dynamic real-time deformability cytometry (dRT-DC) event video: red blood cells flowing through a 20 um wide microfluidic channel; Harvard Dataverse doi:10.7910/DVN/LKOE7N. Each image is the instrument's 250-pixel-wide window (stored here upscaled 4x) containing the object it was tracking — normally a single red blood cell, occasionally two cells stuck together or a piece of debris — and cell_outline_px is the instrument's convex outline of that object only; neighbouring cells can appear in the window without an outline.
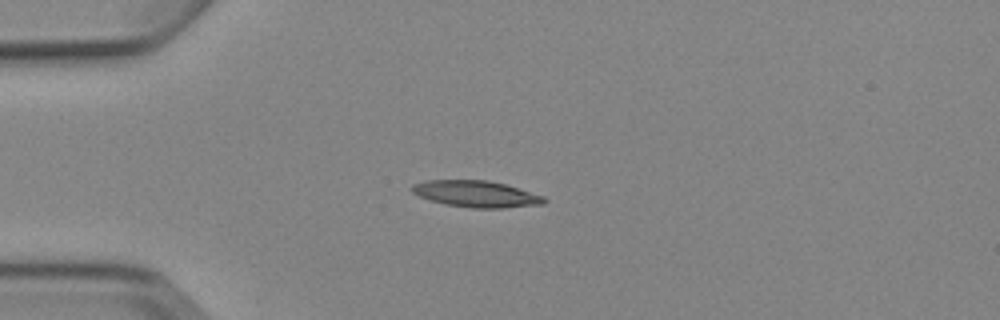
{"species": "Egyptian fruit bat (a non-hibernating species)", "species_latin": "Rousettus aegyptiacus", "temperature_condition": "cold", "stored_images_in_passage": 10, "camera_frame_rate_fps": 3000, "um_per_image_px": 0.085, "animal": {"sex": "female"}, "frame": {"image": 1, "passage_image": 4, "time_ms": 4.333, "image_size_px": [1000, 320], "cell_outline_px": [[548, 200], [544, 204], [504, 208], [472, 208], [444, 204], [420, 196], [412, 192], [412, 184], [428, 180], [488, 180], [504, 184], [544, 196]], "centroid_in_image_um": [40.5, 16.49], "position_along_channel_um": 44.5, "area_um2": 20.29}}
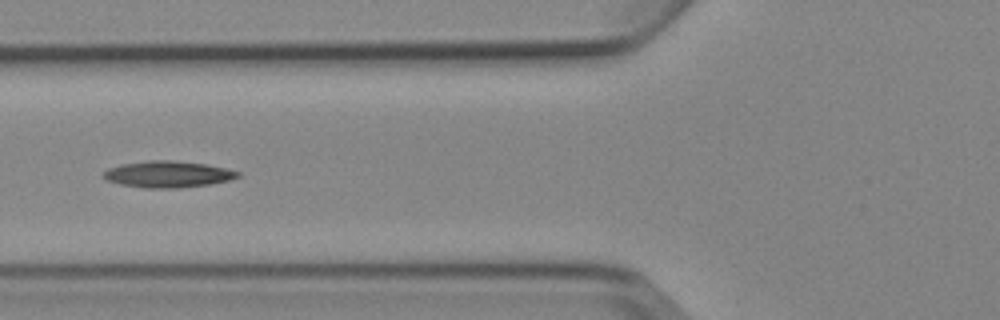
{"frame": {"image": 2, "passage_image": 6, "time_ms": 6.667, "image_size_px": [1000, 320], "cell_outline_px": [[240, 176], [228, 180], [208, 184], [180, 188], [144, 188], [120, 184], [108, 180], [104, 176], [104, 172], [108, 168], [124, 164], [148, 160], [172, 160], [204, 164], [224, 168], [240, 172]], "centroid_in_image_um": [14.26, 14.81], "position_along_channel_um": 111.5, "area_um2": 20.4}}
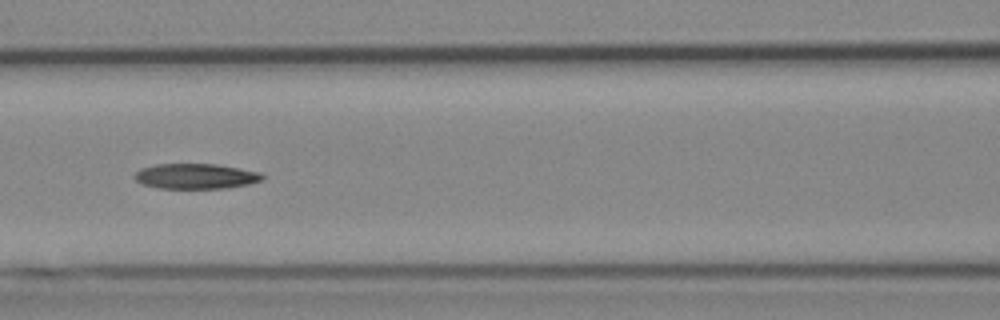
{"frame": {"image": 3, "passage_image": 7, "time_ms": 7.667, "image_size_px": [1000, 320], "cell_outline_px": [[264, 176], [260, 180], [248, 184], [228, 188], [160, 188], [140, 184], [132, 176], [140, 168], [156, 164], [216, 164], [260, 172]], "centroid_in_image_um": [16.58, 14.98], "position_along_channel_um": 150.0, "area_um2": 18.79}}